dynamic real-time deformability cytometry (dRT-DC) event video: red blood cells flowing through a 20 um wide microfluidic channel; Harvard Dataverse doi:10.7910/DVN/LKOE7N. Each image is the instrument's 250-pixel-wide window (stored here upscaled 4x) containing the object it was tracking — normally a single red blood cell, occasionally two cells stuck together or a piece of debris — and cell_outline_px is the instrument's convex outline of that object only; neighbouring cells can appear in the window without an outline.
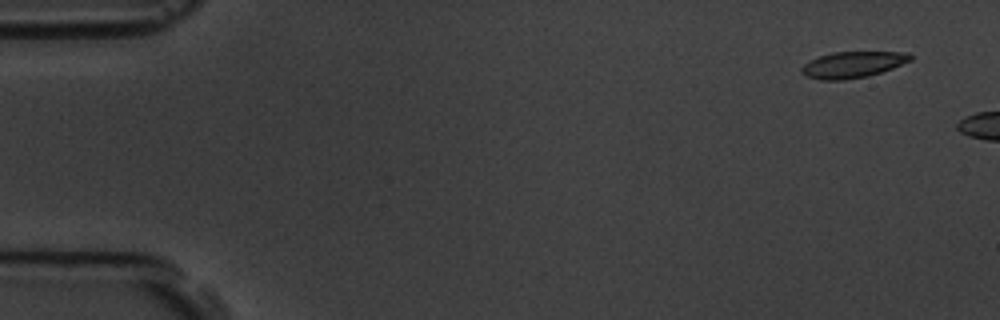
{"species": "common noctule bat (a hibernating species)", "species_latin": "Nyctalus noctula", "temperature_condition": "room temperature", "stored_images_in_passage": 5, "camera_frame_rate_fps": 3000, "um_per_image_px": 0.085, "animal": {"sex": "male", "body_mass_g": 19.5, "forearm_length_mm": 54.6}, "frame": {"image": 1, "passage_image": 2, "time_ms": 1.0, "image_size_px": [1000, 320], "cell_outline_px": [[912, 60], [892, 68], [868, 76], [844, 80], [820, 80], [808, 76], [800, 72], [800, 68], [804, 64], [820, 56], [832, 52], [908, 52], [912, 56]], "centroid_in_image_um": [72.48, 5.49], "position_along_channel_um": 12.5, "area_um2": 16.53}}